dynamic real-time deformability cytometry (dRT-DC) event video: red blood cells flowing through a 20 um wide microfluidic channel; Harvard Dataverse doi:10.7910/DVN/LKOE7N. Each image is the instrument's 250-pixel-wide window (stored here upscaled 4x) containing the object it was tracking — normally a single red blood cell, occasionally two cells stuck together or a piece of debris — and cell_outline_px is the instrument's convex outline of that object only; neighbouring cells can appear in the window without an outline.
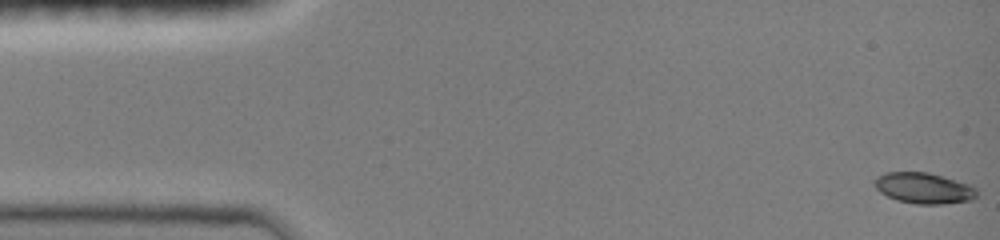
{"species": "common noctule bat (a hibernating species)", "species_latin": "Nyctalus noctula", "temperature_condition": "room temperature", "stored_images_in_passage": 48, "camera_frame_rate_fps": 3000, "um_per_image_px": 0.085, "animal": {"sex": "female", "body_mass_g": 19.0, "forearm_length_mm": 51.5}, "frame": {"image": 1, "passage_image": 1, "time_ms": 0.0, "image_size_px": [1000, 240], "cell_outline_px": [[976, 196], [972, 200], [944, 204], [916, 204], [896, 200], [880, 192], [872, 184], [876, 176], [884, 172], [928, 172], [968, 184], [976, 188]], "centroid_in_image_um": [78.47, 15.99], "position_along_channel_um": 6.5, "area_um2": 18.44}}
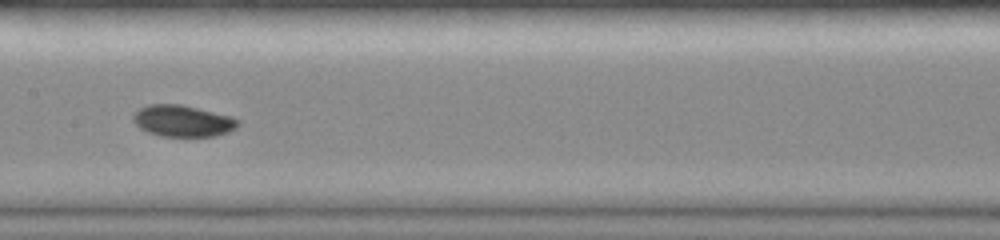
{"frame": {"image": 2, "passage_image": 24, "time_ms": 7.667, "image_size_px": [1000, 240], "cell_outline_px": [[240, 124], [236, 128], [228, 132], [216, 136], [160, 136], [148, 132], [140, 128], [132, 120], [132, 116], [140, 108], [148, 104], [180, 104], [232, 116], [240, 120]], "centroid_in_image_um": [15.55, 10.28], "position_along_channel_um": 191.8, "area_um2": 19.31}}
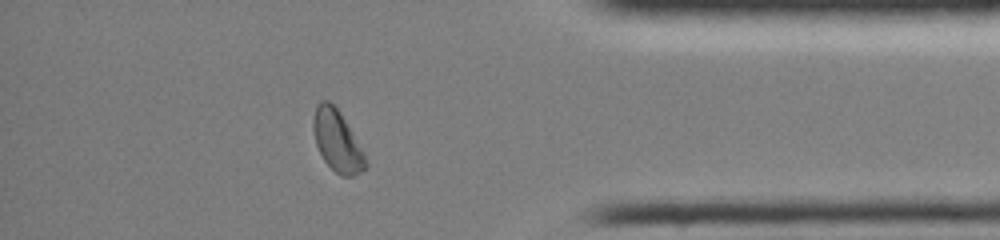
{"frame": {"image": 3, "passage_image": 41, "time_ms": 13.333, "image_size_px": [1000, 240], "cell_outline_px": [[368, 164], [360, 172], [352, 176], [340, 176], [324, 160], [316, 144], [312, 128], [312, 120], [316, 104], [320, 100], [328, 100], [340, 112], [364, 156]], "centroid_in_image_um": [28.6, 11.96], "position_along_channel_um": 406.6, "area_um2": 18.15}, "authors_computed_cell_mechanics": {"area_um2": 18.5538, "velocity_mm_per_s": 4.054, "shape_relaxation_time_tau1_ms": 3.7112, "shape_relaxation_time_tau2_ms": null, "deformation_change_tau1": 0.104, "deformation_change_tau2": null}}